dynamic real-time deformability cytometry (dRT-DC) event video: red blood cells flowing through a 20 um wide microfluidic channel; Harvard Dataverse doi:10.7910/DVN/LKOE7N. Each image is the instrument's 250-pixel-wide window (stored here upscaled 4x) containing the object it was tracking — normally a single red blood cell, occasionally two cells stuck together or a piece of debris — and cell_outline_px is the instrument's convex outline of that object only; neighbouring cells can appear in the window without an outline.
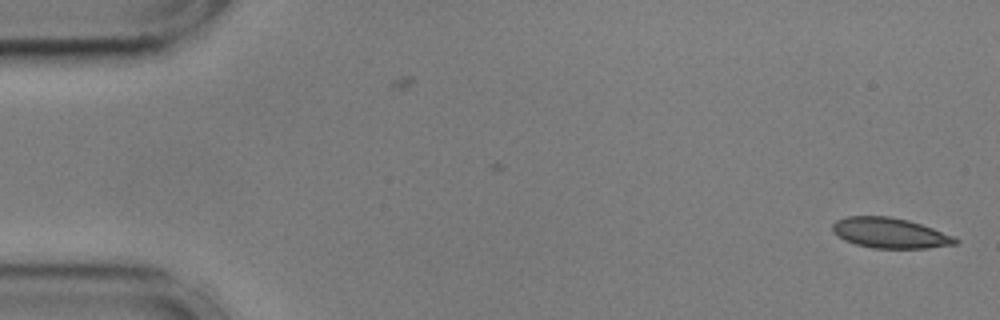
{"species": "common noctule bat (a hibernating species)", "species_latin": "Nyctalus noctula", "temperature_condition": "cold", "stored_images_in_passage": 55, "camera_frame_rate_fps": 3000, "um_per_image_px": 0.085, "animal": {"sex": "male", "body_mass_g": 17.9, "forearm_length_mm": 54.2}, "frame": {"image": 1, "passage_image": 1, "time_ms": 0.0, "image_size_px": [1000, 320], "cell_outline_px": [[960, 240], [956, 244], [928, 248], [872, 248], [856, 244], [844, 240], [832, 232], [832, 224], [836, 220], [848, 216], [888, 216], [908, 220], [932, 228], [952, 236]], "centroid_in_image_um": [75.61, 19.8], "position_along_channel_um": 9.4, "area_um2": 21.62}}
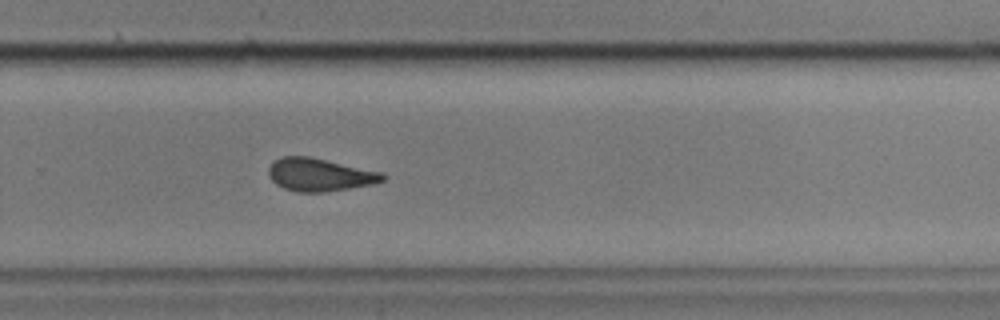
{"frame": {"image": 2, "passage_image": 36, "time_ms": 11.667, "image_size_px": [1000, 320], "cell_outline_px": [[388, 176], [384, 180], [376, 184], [324, 192], [296, 192], [284, 188], [276, 184], [268, 176], [268, 168], [272, 160], [280, 156], [308, 156], [384, 172]], "centroid_in_image_um": [27.18, 14.84], "position_along_channel_um": 302.6, "area_um2": 22.25}}
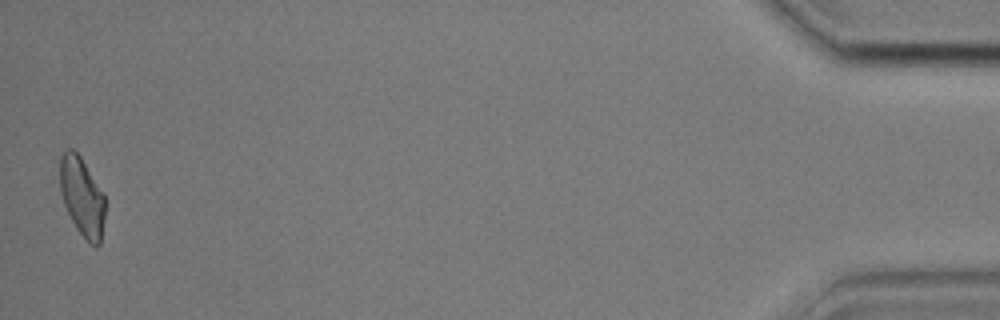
{"frame": {"image": 3, "passage_image": 54, "time_ms": 17.667, "image_size_px": [1000, 320], "cell_outline_px": [[104, 220], [100, 244], [96, 248], [76, 228], [64, 204], [60, 192], [60, 160], [64, 152], [68, 148], [72, 148], [80, 156], [104, 192]], "centroid_in_image_um": [6.98, 16.7], "position_along_channel_um": 428.2, "area_um2": 20.58}, "authors_computed_cell_mechanics": {"area_um2": 21.9062, "velocity_mm_per_s": 3.6002, "shape_relaxation_time_tau1_ms": null, "shape_relaxation_time_tau2_ms": 1.8807, "deformation_change_tau1": null, "deformation_change_tau2": 0.09}}